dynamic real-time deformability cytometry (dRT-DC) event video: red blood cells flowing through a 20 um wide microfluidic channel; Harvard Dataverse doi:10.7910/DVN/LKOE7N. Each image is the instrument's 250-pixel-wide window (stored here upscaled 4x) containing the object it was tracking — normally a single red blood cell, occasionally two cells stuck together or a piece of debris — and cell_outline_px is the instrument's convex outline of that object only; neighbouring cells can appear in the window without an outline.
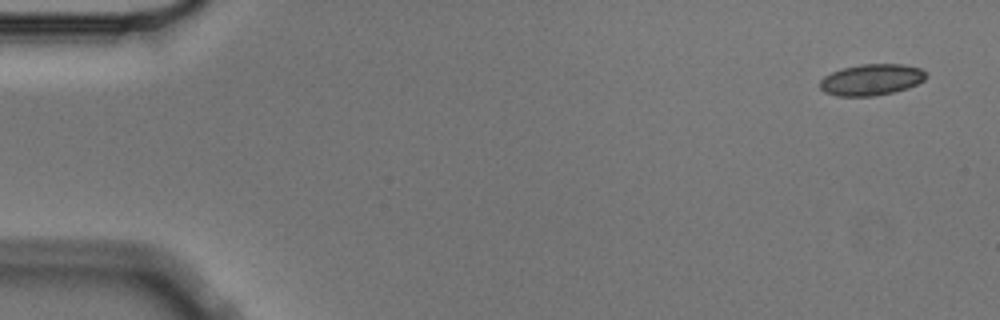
{"species": "Egyptian fruit bat (a non-hibernating species)", "species_latin": "Rousettus aegyptiacus", "temperature_condition": "cold", "stored_images_in_passage": 5, "camera_frame_rate_fps": 3000, "um_per_image_px": 0.085, "animal": {"sex": "male"}, "frame": {"image": 1, "passage_image": 1, "time_ms": 0.0, "image_size_px": [1000, 320], "cell_outline_px": [[928, 76], [924, 80], [908, 88], [892, 92], [872, 96], [836, 96], [824, 92], [820, 88], [820, 80], [824, 76], [832, 72], [844, 68], [860, 64], [904, 64], [920, 68], [928, 72]], "centroid_in_image_um": [74.09, 6.77], "position_along_channel_um": 10.9, "area_um2": 19.42}}
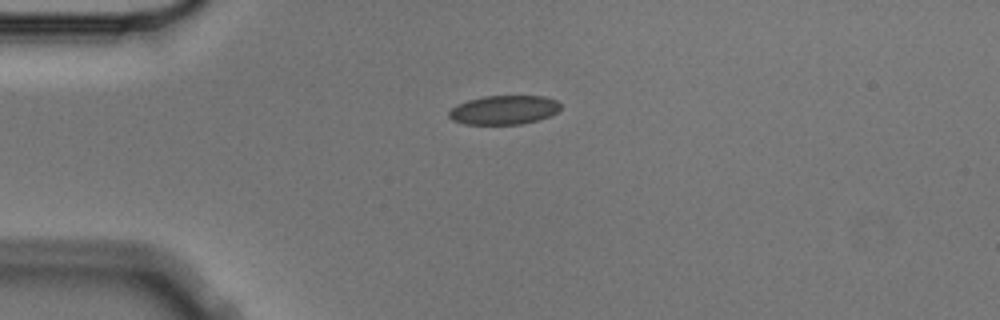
{"frame": {"image": 2, "passage_image": 4, "time_ms": 1.0, "image_size_px": [1000, 320], "cell_outline_px": [[560, 108], [556, 112], [548, 116], [536, 120], [520, 124], [464, 124], [452, 120], [448, 116], [448, 112], [456, 104], [468, 100], [484, 96], [544, 96], [556, 100], [560, 104]], "centroid_in_image_um": [42.79, 9.34], "position_along_channel_um": 42.2, "area_um2": 18.79}}